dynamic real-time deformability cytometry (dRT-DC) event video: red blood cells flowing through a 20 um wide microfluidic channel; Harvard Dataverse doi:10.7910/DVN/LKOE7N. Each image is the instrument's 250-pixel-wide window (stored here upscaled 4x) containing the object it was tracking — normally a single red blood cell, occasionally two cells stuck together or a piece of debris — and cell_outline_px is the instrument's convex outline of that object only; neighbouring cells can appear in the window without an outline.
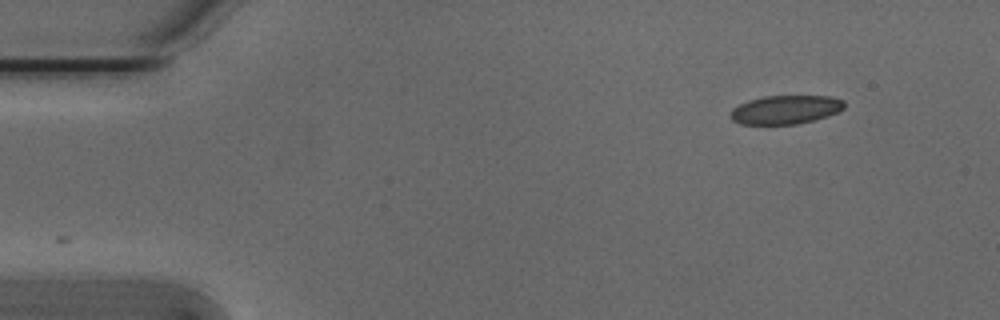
{"species": "Egyptian fruit bat (a non-hibernating species)", "species_latin": "Rousettus aegyptiacus", "temperature_condition": "cold", "stored_images_in_passage": 11, "camera_frame_rate_fps": 3000, "um_per_image_px": 0.085, "animal": {"sex": "male"}, "frame": {"image": 1, "passage_image": 1, "time_ms": 0.0, "image_size_px": [1000, 320], "cell_outline_px": [[844, 108], [828, 116], [796, 124], [740, 124], [732, 120], [732, 108], [748, 100], [764, 96], [828, 96], [844, 100]], "centroid_in_image_um": [66.77, 9.31], "position_along_channel_um": 18.2, "area_um2": 18.84}}